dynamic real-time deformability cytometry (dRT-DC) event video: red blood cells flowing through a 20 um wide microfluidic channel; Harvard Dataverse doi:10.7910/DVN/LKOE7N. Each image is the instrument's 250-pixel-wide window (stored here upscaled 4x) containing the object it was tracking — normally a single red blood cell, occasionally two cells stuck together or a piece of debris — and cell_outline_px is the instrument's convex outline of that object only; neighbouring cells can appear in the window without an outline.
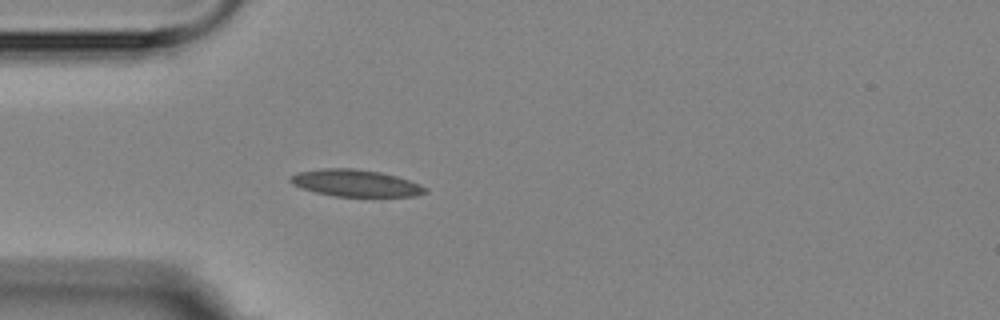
{"species": "Egyptian fruit bat (a non-hibernating species)", "species_latin": "Rousettus aegyptiacus", "temperature_condition": "room temperature", "stored_images_in_passage": 5, "camera_frame_rate_fps": 3000, "um_per_image_px": 0.085, "animal": {"sex": "female"}, "frame": {"image": 1, "passage_image": 5, "time_ms": 4.667, "image_size_px": [1000, 320], "cell_outline_px": [[428, 192], [416, 196], [336, 196], [316, 192], [300, 188], [292, 184], [288, 180], [288, 176], [296, 172], [320, 168], [352, 168], [380, 172], [396, 176], [420, 184], [428, 188]], "centroid_in_image_um": [30.18, 15.55], "position_along_channel_um": 54.8, "area_um2": 21.27}}